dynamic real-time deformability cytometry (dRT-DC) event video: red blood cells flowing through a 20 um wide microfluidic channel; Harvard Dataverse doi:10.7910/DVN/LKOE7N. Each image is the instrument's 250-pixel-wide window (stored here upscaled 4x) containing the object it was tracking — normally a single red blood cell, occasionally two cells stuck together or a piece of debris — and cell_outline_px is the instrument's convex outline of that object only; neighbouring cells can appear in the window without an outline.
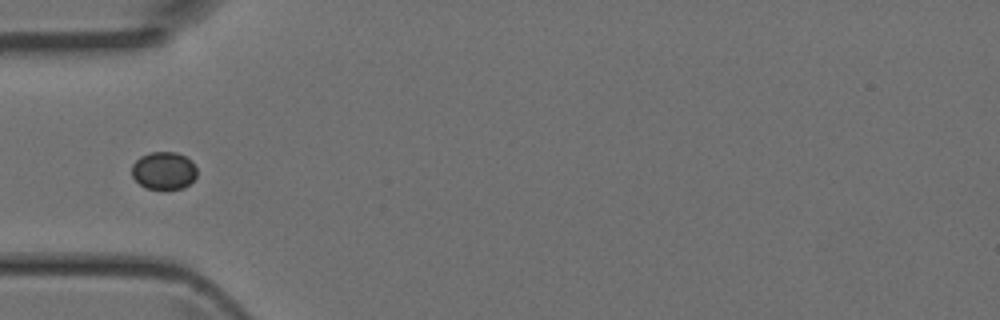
{"species": "Egyptian fruit bat (a non-hibernating species)", "species_latin": "Rousettus aegyptiacus", "temperature_condition": "room temperature", "stored_images_in_passage": 2, "camera_frame_rate_fps": 3000, "um_per_image_px": 0.085, "animal": {"sex": "female"}, "frame": {"image": 1, "passage_image": 1, "time_ms": 0.0, "image_size_px": [1000, 320], "cell_outline_px": [[196, 176], [184, 188], [144, 188], [132, 176], [132, 164], [140, 156], [152, 152], [176, 152], [192, 160], [196, 168]], "centroid_in_image_um": [13.91, 14.48], "position_along_channel_um": 71.1, "area_um2": 14.16}}
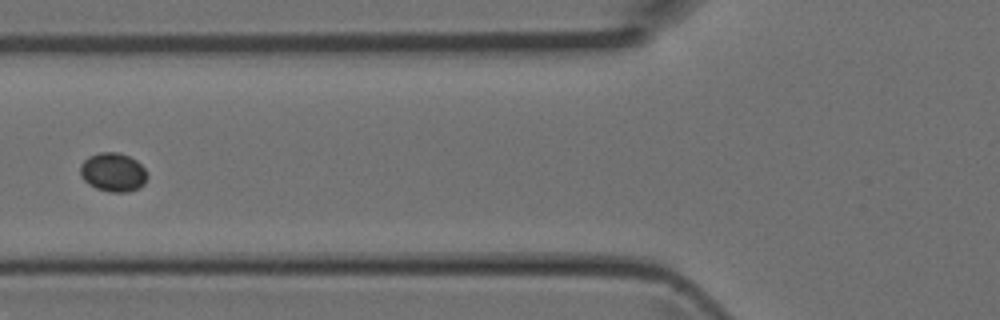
{"frame": {"image": 2, "passage_image": 2, "time_ms": 0.333, "image_size_px": [1000, 320], "cell_outline_px": [[148, 176], [144, 184], [140, 188], [128, 192], [108, 192], [96, 188], [88, 184], [80, 176], [80, 164], [88, 156], [100, 152], [120, 152], [136, 160], [148, 172]], "centroid_in_image_um": [9.62, 14.64], "position_along_channel_um": 116.2, "area_um2": 15.43}}